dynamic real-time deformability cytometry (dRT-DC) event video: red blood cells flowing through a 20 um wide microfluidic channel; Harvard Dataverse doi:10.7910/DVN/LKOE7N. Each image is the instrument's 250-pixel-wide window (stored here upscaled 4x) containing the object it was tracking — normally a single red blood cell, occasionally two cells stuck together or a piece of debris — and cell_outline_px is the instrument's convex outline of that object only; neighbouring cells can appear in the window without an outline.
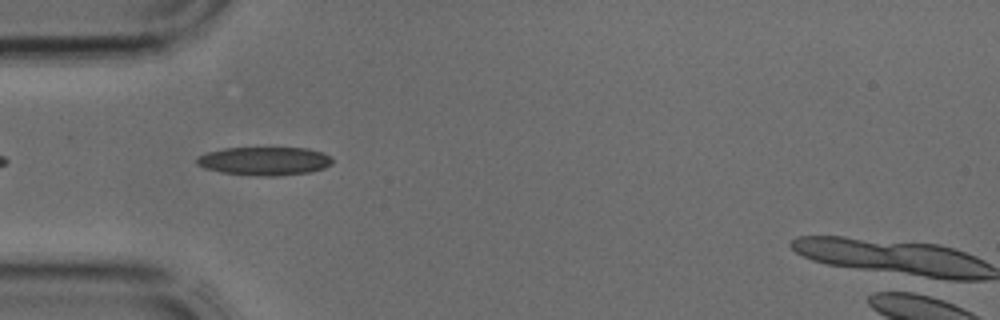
{"species": "common noctule bat (a hibernating species)", "species_latin": "Nyctalus noctula", "temperature_condition": "cold", "stored_images_in_passage": 3, "camera_frame_rate_fps": 3000, "um_per_image_px": 0.085, "animal": {"sex": "male", "body_mass_g": 17.9, "forearm_length_mm": 54.2}, "frame": {"image": 1, "passage_image": 3, "time_ms": 0.667, "image_size_px": [1000, 320], "cell_outline_px": [[332, 164], [324, 168], [308, 172], [276, 176], [256, 176], [220, 172], [204, 168], [196, 164], [196, 156], [208, 152], [224, 148], [308, 148], [324, 152], [332, 156]], "centroid_in_image_um": [22.48, 13.69], "position_along_channel_um": 62.5, "area_um2": 22.66}}